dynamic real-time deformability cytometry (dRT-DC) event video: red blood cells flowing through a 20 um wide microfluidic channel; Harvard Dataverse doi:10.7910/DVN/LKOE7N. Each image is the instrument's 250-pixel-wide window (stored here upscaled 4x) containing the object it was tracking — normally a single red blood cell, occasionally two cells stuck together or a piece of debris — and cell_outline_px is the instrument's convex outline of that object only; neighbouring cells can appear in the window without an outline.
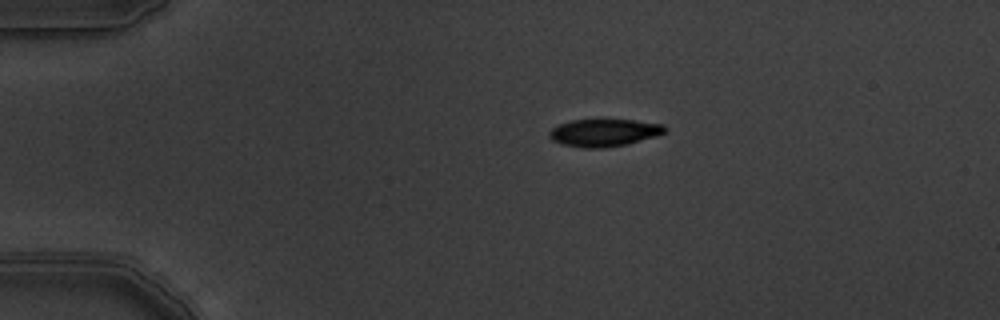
{"species": "common noctule bat (a hibernating species)", "species_latin": "Nyctalus noctula", "temperature_condition": "warm", "stored_images_in_passage": 5, "camera_frame_rate_fps": 3000, "um_per_image_px": 0.085, "animal": {"sex": "male", "body_mass_g": 19.5, "forearm_length_mm": 54.6}, "frame": {"image": 1, "passage_image": 1, "time_ms": 0.0, "image_size_px": [1000, 320], "cell_outline_px": [[668, 128], [664, 132], [656, 136], [628, 144], [600, 148], [584, 148], [564, 144], [552, 140], [548, 136], [548, 132], [552, 128], [560, 124], [572, 120], [636, 120], [664, 124]], "centroid_in_image_um": [51.37, 11.27], "position_along_channel_um": 33.6, "area_um2": 18.44}}
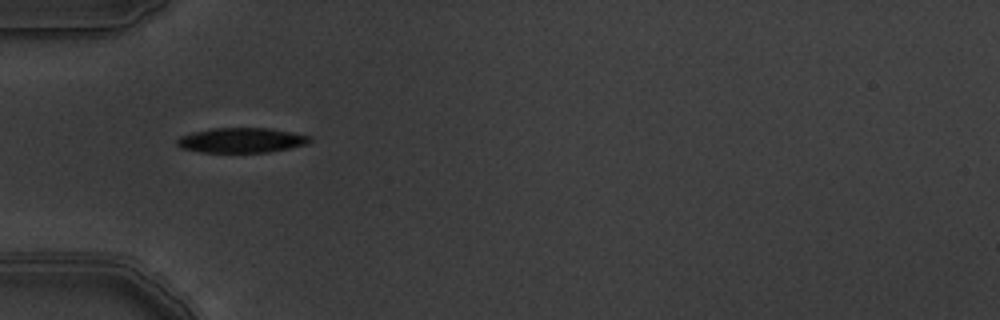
{"frame": {"image": 2, "passage_image": 3, "time_ms": 0.667, "image_size_px": [1000, 320], "cell_outline_px": [[312, 140], [304, 144], [288, 148], [268, 152], [200, 152], [180, 148], [176, 144], [176, 140], [180, 136], [192, 132], [212, 128], [268, 128], [312, 136]], "centroid_in_image_um": [20.47, 11.92], "position_along_channel_um": 64.5, "area_um2": 19.19}}